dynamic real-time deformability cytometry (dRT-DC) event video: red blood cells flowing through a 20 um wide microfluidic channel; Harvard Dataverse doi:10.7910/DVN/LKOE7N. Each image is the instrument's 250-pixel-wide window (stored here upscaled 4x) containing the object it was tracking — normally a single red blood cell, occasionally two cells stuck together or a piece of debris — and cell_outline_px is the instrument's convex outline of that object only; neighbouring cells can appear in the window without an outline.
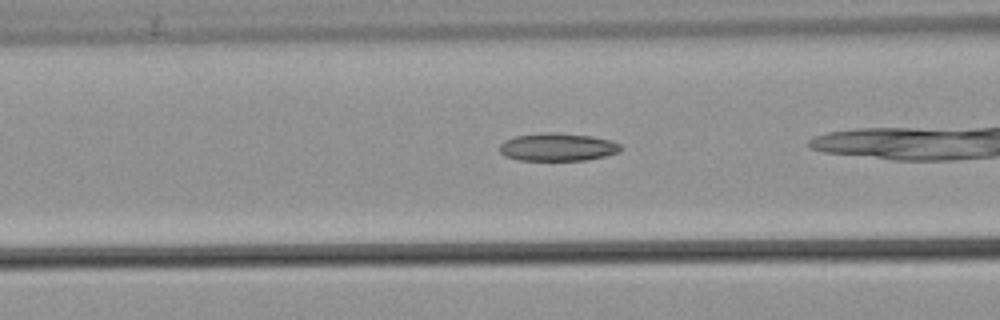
{"species": "common noctule bat (a hibernating species)", "species_latin": "Nyctalus noctula", "temperature_condition": "warm", "stored_images_in_passage": 39, "camera_frame_rate_fps": 3000, "um_per_image_px": 0.085, "animal": {"sex": "male", "body_mass_g": 21.5, "forearm_length_mm": 52.0}, "frame": {"image": 1, "passage_image": 19, "time_ms": 6.0, "image_size_px": [1000, 320], "cell_outline_px": [[624, 148], [620, 152], [588, 160], [520, 160], [504, 156], [500, 152], [500, 144], [504, 140], [516, 136], [544, 132], [556, 132], [592, 136], [612, 140], [620, 144]], "centroid_in_image_um": [47.43, 12.49], "position_along_channel_um": 119.2, "area_um2": 19.88}}
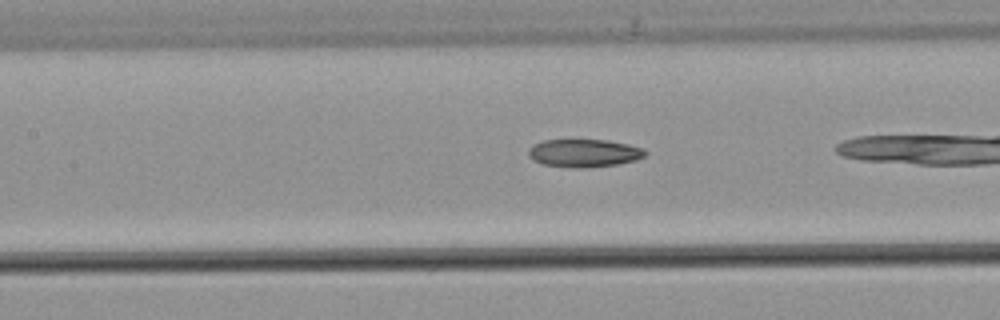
{"frame": {"image": 2, "passage_image": 22, "time_ms": 7.0, "image_size_px": [1000, 320], "cell_outline_px": [[648, 152], [644, 156], [636, 160], [616, 164], [588, 168], [576, 168], [540, 164], [532, 160], [528, 156], [528, 148], [532, 144], [544, 140], [608, 140], [628, 144], [644, 148]], "centroid_in_image_um": [49.61, 13.01], "position_along_channel_um": 157.8, "area_um2": 19.25}}
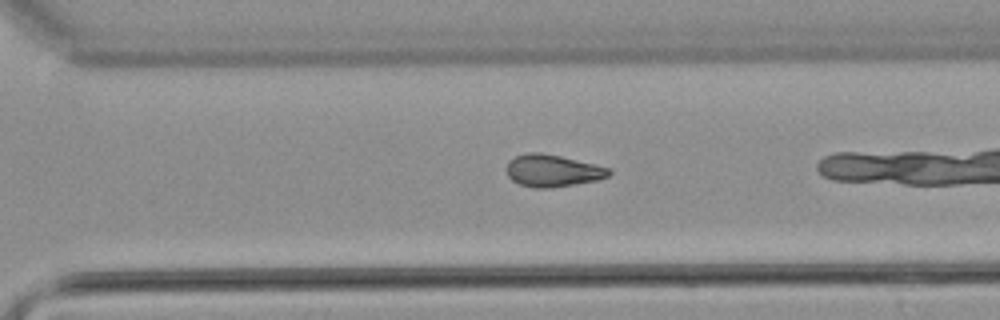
{"frame": {"image": 3, "passage_image": 35, "time_ms": 11.333, "image_size_px": [1000, 320], "cell_outline_px": [[612, 172], [608, 176], [596, 180], [552, 188], [536, 188], [520, 184], [512, 180], [508, 176], [508, 160], [516, 156], [528, 152], [540, 152], [560, 156], [608, 168]], "centroid_in_image_um": [46.94, 14.51], "position_along_channel_um": 323.7, "area_um2": 18.84}}